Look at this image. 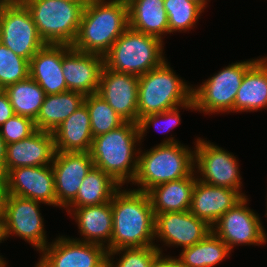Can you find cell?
Instances as JSON below:
<instances>
[{
    "mask_svg": "<svg viewBox=\"0 0 267 267\" xmlns=\"http://www.w3.org/2000/svg\"><path fill=\"white\" fill-rule=\"evenodd\" d=\"M113 229L107 252L121 248L156 246L155 215L146 192L119 189L111 199Z\"/></svg>",
    "mask_w": 267,
    "mask_h": 267,
    "instance_id": "cell-1",
    "label": "cell"
},
{
    "mask_svg": "<svg viewBox=\"0 0 267 267\" xmlns=\"http://www.w3.org/2000/svg\"><path fill=\"white\" fill-rule=\"evenodd\" d=\"M129 27L126 0H91L82 13L72 48L105 56Z\"/></svg>",
    "mask_w": 267,
    "mask_h": 267,
    "instance_id": "cell-2",
    "label": "cell"
},
{
    "mask_svg": "<svg viewBox=\"0 0 267 267\" xmlns=\"http://www.w3.org/2000/svg\"><path fill=\"white\" fill-rule=\"evenodd\" d=\"M138 123L125 121L119 127L93 138L89 150L94 166L122 187L132 183L138 167L140 147Z\"/></svg>",
    "mask_w": 267,
    "mask_h": 267,
    "instance_id": "cell-3",
    "label": "cell"
},
{
    "mask_svg": "<svg viewBox=\"0 0 267 267\" xmlns=\"http://www.w3.org/2000/svg\"><path fill=\"white\" fill-rule=\"evenodd\" d=\"M175 137L164 138L160 144L143 151L139 149L138 167L132 182L137 191L190 176L194 172L195 150L181 144Z\"/></svg>",
    "mask_w": 267,
    "mask_h": 267,
    "instance_id": "cell-4",
    "label": "cell"
},
{
    "mask_svg": "<svg viewBox=\"0 0 267 267\" xmlns=\"http://www.w3.org/2000/svg\"><path fill=\"white\" fill-rule=\"evenodd\" d=\"M167 59L139 76L138 122L149 114L161 113L193 100V86L175 73Z\"/></svg>",
    "mask_w": 267,
    "mask_h": 267,
    "instance_id": "cell-5",
    "label": "cell"
},
{
    "mask_svg": "<svg viewBox=\"0 0 267 267\" xmlns=\"http://www.w3.org/2000/svg\"><path fill=\"white\" fill-rule=\"evenodd\" d=\"M163 45L160 38L128 27L104 56V65L116 72L144 75L167 59Z\"/></svg>",
    "mask_w": 267,
    "mask_h": 267,
    "instance_id": "cell-6",
    "label": "cell"
},
{
    "mask_svg": "<svg viewBox=\"0 0 267 267\" xmlns=\"http://www.w3.org/2000/svg\"><path fill=\"white\" fill-rule=\"evenodd\" d=\"M29 10L41 39L46 44L72 46L84 7L67 0H20Z\"/></svg>",
    "mask_w": 267,
    "mask_h": 267,
    "instance_id": "cell-7",
    "label": "cell"
},
{
    "mask_svg": "<svg viewBox=\"0 0 267 267\" xmlns=\"http://www.w3.org/2000/svg\"><path fill=\"white\" fill-rule=\"evenodd\" d=\"M252 58L223 67L218 73L193 86L195 111L206 114L234 113V101L245 72L259 59Z\"/></svg>",
    "mask_w": 267,
    "mask_h": 267,
    "instance_id": "cell-8",
    "label": "cell"
},
{
    "mask_svg": "<svg viewBox=\"0 0 267 267\" xmlns=\"http://www.w3.org/2000/svg\"><path fill=\"white\" fill-rule=\"evenodd\" d=\"M0 42L28 61L46 44L20 0H0Z\"/></svg>",
    "mask_w": 267,
    "mask_h": 267,
    "instance_id": "cell-9",
    "label": "cell"
},
{
    "mask_svg": "<svg viewBox=\"0 0 267 267\" xmlns=\"http://www.w3.org/2000/svg\"><path fill=\"white\" fill-rule=\"evenodd\" d=\"M195 140L194 171L197 179L206 184L235 189L243 196H247L242 192L243 178L237 157L209 140L200 137Z\"/></svg>",
    "mask_w": 267,
    "mask_h": 267,
    "instance_id": "cell-10",
    "label": "cell"
},
{
    "mask_svg": "<svg viewBox=\"0 0 267 267\" xmlns=\"http://www.w3.org/2000/svg\"><path fill=\"white\" fill-rule=\"evenodd\" d=\"M41 204L43 203L32 199L7 194L3 222L4 240L15 235L40 253L50 243L47 241L44 218L40 213Z\"/></svg>",
    "mask_w": 267,
    "mask_h": 267,
    "instance_id": "cell-11",
    "label": "cell"
},
{
    "mask_svg": "<svg viewBox=\"0 0 267 267\" xmlns=\"http://www.w3.org/2000/svg\"><path fill=\"white\" fill-rule=\"evenodd\" d=\"M249 198L244 196L213 225L212 232L232 251L239 245H263L267 243V233L259 214L248 206Z\"/></svg>",
    "mask_w": 267,
    "mask_h": 267,
    "instance_id": "cell-12",
    "label": "cell"
},
{
    "mask_svg": "<svg viewBox=\"0 0 267 267\" xmlns=\"http://www.w3.org/2000/svg\"><path fill=\"white\" fill-rule=\"evenodd\" d=\"M104 246L57 236L41 252L40 267H107Z\"/></svg>",
    "mask_w": 267,
    "mask_h": 267,
    "instance_id": "cell-13",
    "label": "cell"
},
{
    "mask_svg": "<svg viewBox=\"0 0 267 267\" xmlns=\"http://www.w3.org/2000/svg\"><path fill=\"white\" fill-rule=\"evenodd\" d=\"M7 194L32 199L48 206L60 207L55 194L52 165L17 167L5 175Z\"/></svg>",
    "mask_w": 267,
    "mask_h": 267,
    "instance_id": "cell-14",
    "label": "cell"
},
{
    "mask_svg": "<svg viewBox=\"0 0 267 267\" xmlns=\"http://www.w3.org/2000/svg\"><path fill=\"white\" fill-rule=\"evenodd\" d=\"M210 232L211 226L190 211L166 212L155 216V240L162 241L168 247L180 246L184 249L193 246Z\"/></svg>",
    "mask_w": 267,
    "mask_h": 267,
    "instance_id": "cell-15",
    "label": "cell"
},
{
    "mask_svg": "<svg viewBox=\"0 0 267 267\" xmlns=\"http://www.w3.org/2000/svg\"><path fill=\"white\" fill-rule=\"evenodd\" d=\"M138 83L139 76L116 72L104 65L97 94L125 121L138 123Z\"/></svg>",
    "mask_w": 267,
    "mask_h": 267,
    "instance_id": "cell-16",
    "label": "cell"
},
{
    "mask_svg": "<svg viewBox=\"0 0 267 267\" xmlns=\"http://www.w3.org/2000/svg\"><path fill=\"white\" fill-rule=\"evenodd\" d=\"M103 67V56L80 52L62 44V69L68 91L85 96L97 93Z\"/></svg>",
    "mask_w": 267,
    "mask_h": 267,
    "instance_id": "cell-17",
    "label": "cell"
},
{
    "mask_svg": "<svg viewBox=\"0 0 267 267\" xmlns=\"http://www.w3.org/2000/svg\"><path fill=\"white\" fill-rule=\"evenodd\" d=\"M51 165L57 204L65 209L76 198L82 180L94 163L89 152L56 151Z\"/></svg>",
    "mask_w": 267,
    "mask_h": 267,
    "instance_id": "cell-18",
    "label": "cell"
},
{
    "mask_svg": "<svg viewBox=\"0 0 267 267\" xmlns=\"http://www.w3.org/2000/svg\"><path fill=\"white\" fill-rule=\"evenodd\" d=\"M55 152L52 132L37 129L29 137L6 145L3 172L6 175L17 167L51 165Z\"/></svg>",
    "mask_w": 267,
    "mask_h": 267,
    "instance_id": "cell-19",
    "label": "cell"
},
{
    "mask_svg": "<svg viewBox=\"0 0 267 267\" xmlns=\"http://www.w3.org/2000/svg\"><path fill=\"white\" fill-rule=\"evenodd\" d=\"M244 196L235 189L206 184L196 180L190 212L212 225Z\"/></svg>",
    "mask_w": 267,
    "mask_h": 267,
    "instance_id": "cell-20",
    "label": "cell"
},
{
    "mask_svg": "<svg viewBox=\"0 0 267 267\" xmlns=\"http://www.w3.org/2000/svg\"><path fill=\"white\" fill-rule=\"evenodd\" d=\"M64 210L75 220L80 236H83L81 239H74L99 244L105 248L110 244L113 229L111 201Z\"/></svg>",
    "mask_w": 267,
    "mask_h": 267,
    "instance_id": "cell-21",
    "label": "cell"
},
{
    "mask_svg": "<svg viewBox=\"0 0 267 267\" xmlns=\"http://www.w3.org/2000/svg\"><path fill=\"white\" fill-rule=\"evenodd\" d=\"M29 76L46 95L68 91L62 69V44H45L29 61Z\"/></svg>",
    "mask_w": 267,
    "mask_h": 267,
    "instance_id": "cell-22",
    "label": "cell"
},
{
    "mask_svg": "<svg viewBox=\"0 0 267 267\" xmlns=\"http://www.w3.org/2000/svg\"><path fill=\"white\" fill-rule=\"evenodd\" d=\"M52 134L56 151L89 152L93 135L86 105L80 106L58 125Z\"/></svg>",
    "mask_w": 267,
    "mask_h": 267,
    "instance_id": "cell-23",
    "label": "cell"
},
{
    "mask_svg": "<svg viewBox=\"0 0 267 267\" xmlns=\"http://www.w3.org/2000/svg\"><path fill=\"white\" fill-rule=\"evenodd\" d=\"M267 109V57H260L244 74L234 101V113Z\"/></svg>",
    "mask_w": 267,
    "mask_h": 267,
    "instance_id": "cell-24",
    "label": "cell"
},
{
    "mask_svg": "<svg viewBox=\"0 0 267 267\" xmlns=\"http://www.w3.org/2000/svg\"><path fill=\"white\" fill-rule=\"evenodd\" d=\"M196 180L197 177L194 171L190 176L151 188L147 194L150 198L154 215L166 212L189 211Z\"/></svg>",
    "mask_w": 267,
    "mask_h": 267,
    "instance_id": "cell-25",
    "label": "cell"
},
{
    "mask_svg": "<svg viewBox=\"0 0 267 267\" xmlns=\"http://www.w3.org/2000/svg\"><path fill=\"white\" fill-rule=\"evenodd\" d=\"M129 27L164 40L169 34L164 0H126Z\"/></svg>",
    "mask_w": 267,
    "mask_h": 267,
    "instance_id": "cell-26",
    "label": "cell"
},
{
    "mask_svg": "<svg viewBox=\"0 0 267 267\" xmlns=\"http://www.w3.org/2000/svg\"><path fill=\"white\" fill-rule=\"evenodd\" d=\"M85 95L76 91L46 95L37 118L36 129L53 132L58 125L84 104Z\"/></svg>",
    "mask_w": 267,
    "mask_h": 267,
    "instance_id": "cell-27",
    "label": "cell"
},
{
    "mask_svg": "<svg viewBox=\"0 0 267 267\" xmlns=\"http://www.w3.org/2000/svg\"><path fill=\"white\" fill-rule=\"evenodd\" d=\"M124 188L100 168L93 166L82 180L76 198L66 208H80L110 202Z\"/></svg>",
    "mask_w": 267,
    "mask_h": 267,
    "instance_id": "cell-28",
    "label": "cell"
},
{
    "mask_svg": "<svg viewBox=\"0 0 267 267\" xmlns=\"http://www.w3.org/2000/svg\"><path fill=\"white\" fill-rule=\"evenodd\" d=\"M231 254L229 247L213 232L179 254L181 267H215Z\"/></svg>",
    "mask_w": 267,
    "mask_h": 267,
    "instance_id": "cell-29",
    "label": "cell"
},
{
    "mask_svg": "<svg viewBox=\"0 0 267 267\" xmlns=\"http://www.w3.org/2000/svg\"><path fill=\"white\" fill-rule=\"evenodd\" d=\"M4 92L8 95L15 114L33 120L37 118L46 96L40 85L30 76L25 80L7 86Z\"/></svg>",
    "mask_w": 267,
    "mask_h": 267,
    "instance_id": "cell-30",
    "label": "cell"
},
{
    "mask_svg": "<svg viewBox=\"0 0 267 267\" xmlns=\"http://www.w3.org/2000/svg\"><path fill=\"white\" fill-rule=\"evenodd\" d=\"M206 7L200 0H164L169 34L194 29Z\"/></svg>",
    "mask_w": 267,
    "mask_h": 267,
    "instance_id": "cell-31",
    "label": "cell"
},
{
    "mask_svg": "<svg viewBox=\"0 0 267 267\" xmlns=\"http://www.w3.org/2000/svg\"><path fill=\"white\" fill-rule=\"evenodd\" d=\"M84 104L90 115L93 138L107 133L125 122V120L97 93L86 95Z\"/></svg>",
    "mask_w": 267,
    "mask_h": 267,
    "instance_id": "cell-32",
    "label": "cell"
},
{
    "mask_svg": "<svg viewBox=\"0 0 267 267\" xmlns=\"http://www.w3.org/2000/svg\"><path fill=\"white\" fill-rule=\"evenodd\" d=\"M29 61L0 42V90L29 77Z\"/></svg>",
    "mask_w": 267,
    "mask_h": 267,
    "instance_id": "cell-33",
    "label": "cell"
},
{
    "mask_svg": "<svg viewBox=\"0 0 267 267\" xmlns=\"http://www.w3.org/2000/svg\"><path fill=\"white\" fill-rule=\"evenodd\" d=\"M159 253L156 246L115 249L107 254V267H149Z\"/></svg>",
    "mask_w": 267,
    "mask_h": 267,
    "instance_id": "cell-34",
    "label": "cell"
},
{
    "mask_svg": "<svg viewBox=\"0 0 267 267\" xmlns=\"http://www.w3.org/2000/svg\"><path fill=\"white\" fill-rule=\"evenodd\" d=\"M180 108L195 111L194 100L182 106H178L173 109L163 111L161 113L149 114V115L142 117L138 122L139 133H140V143L143 142L142 140L146 136L145 134L152 127L157 129L159 132L167 133L168 131L173 130L175 126L179 125L181 122V118H180L181 116L179 113Z\"/></svg>",
    "mask_w": 267,
    "mask_h": 267,
    "instance_id": "cell-35",
    "label": "cell"
},
{
    "mask_svg": "<svg viewBox=\"0 0 267 267\" xmlns=\"http://www.w3.org/2000/svg\"><path fill=\"white\" fill-rule=\"evenodd\" d=\"M36 130L33 119L14 114L0 126V135L7 145L29 137Z\"/></svg>",
    "mask_w": 267,
    "mask_h": 267,
    "instance_id": "cell-36",
    "label": "cell"
},
{
    "mask_svg": "<svg viewBox=\"0 0 267 267\" xmlns=\"http://www.w3.org/2000/svg\"><path fill=\"white\" fill-rule=\"evenodd\" d=\"M13 107L9 101L8 95L4 90H0V126L14 115Z\"/></svg>",
    "mask_w": 267,
    "mask_h": 267,
    "instance_id": "cell-37",
    "label": "cell"
},
{
    "mask_svg": "<svg viewBox=\"0 0 267 267\" xmlns=\"http://www.w3.org/2000/svg\"><path fill=\"white\" fill-rule=\"evenodd\" d=\"M165 253H159L151 262L149 267H181L178 256H169Z\"/></svg>",
    "mask_w": 267,
    "mask_h": 267,
    "instance_id": "cell-38",
    "label": "cell"
},
{
    "mask_svg": "<svg viewBox=\"0 0 267 267\" xmlns=\"http://www.w3.org/2000/svg\"><path fill=\"white\" fill-rule=\"evenodd\" d=\"M6 159V143L0 135V167H4V162Z\"/></svg>",
    "mask_w": 267,
    "mask_h": 267,
    "instance_id": "cell-39",
    "label": "cell"
},
{
    "mask_svg": "<svg viewBox=\"0 0 267 267\" xmlns=\"http://www.w3.org/2000/svg\"><path fill=\"white\" fill-rule=\"evenodd\" d=\"M6 196H7V192H0V222H4Z\"/></svg>",
    "mask_w": 267,
    "mask_h": 267,
    "instance_id": "cell-40",
    "label": "cell"
},
{
    "mask_svg": "<svg viewBox=\"0 0 267 267\" xmlns=\"http://www.w3.org/2000/svg\"><path fill=\"white\" fill-rule=\"evenodd\" d=\"M0 192H6L5 190V174L3 169L0 167Z\"/></svg>",
    "mask_w": 267,
    "mask_h": 267,
    "instance_id": "cell-41",
    "label": "cell"
},
{
    "mask_svg": "<svg viewBox=\"0 0 267 267\" xmlns=\"http://www.w3.org/2000/svg\"><path fill=\"white\" fill-rule=\"evenodd\" d=\"M67 1L81 4L83 7H85L91 0H67Z\"/></svg>",
    "mask_w": 267,
    "mask_h": 267,
    "instance_id": "cell-42",
    "label": "cell"
},
{
    "mask_svg": "<svg viewBox=\"0 0 267 267\" xmlns=\"http://www.w3.org/2000/svg\"><path fill=\"white\" fill-rule=\"evenodd\" d=\"M4 240V233H3V222H0V243H3Z\"/></svg>",
    "mask_w": 267,
    "mask_h": 267,
    "instance_id": "cell-43",
    "label": "cell"
},
{
    "mask_svg": "<svg viewBox=\"0 0 267 267\" xmlns=\"http://www.w3.org/2000/svg\"><path fill=\"white\" fill-rule=\"evenodd\" d=\"M8 262L6 261V260H2L1 262H0V267H7L8 265Z\"/></svg>",
    "mask_w": 267,
    "mask_h": 267,
    "instance_id": "cell-44",
    "label": "cell"
},
{
    "mask_svg": "<svg viewBox=\"0 0 267 267\" xmlns=\"http://www.w3.org/2000/svg\"><path fill=\"white\" fill-rule=\"evenodd\" d=\"M202 1L205 5H208V2H210V0H200Z\"/></svg>",
    "mask_w": 267,
    "mask_h": 267,
    "instance_id": "cell-45",
    "label": "cell"
},
{
    "mask_svg": "<svg viewBox=\"0 0 267 267\" xmlns=\"http://www.w3.org/2000/svg\"><path fill=\"white\" fill-rule=\"evenodd\" d=\"M267 194V193H266ZM267 197V196H266ZM267 200V198H266ZM266 204H267V201H266ZM266 209H267V205H266ZM266 217H267V210H266V213H265Z\"/></svg>",
    "mask_w": 267,
    "mask_h": 267,
    "instance_id": "cell-46",
    "label": "cell"
},
{
    "mask_svg": "<svg viewBox=\"0 0 267 267\" xmlns=\"http://www.w3.org/2000/svg\"><path fill=\"white\" fill-rule=\"evenodd\" d=\"M4 258H3V255H0V262L3 260Z\"/></svg>",
    "mask_w": 267,
    "mask_h": 267,
    "instance_id": "cell-47",
    "label": "cell"
}]
</instances>
